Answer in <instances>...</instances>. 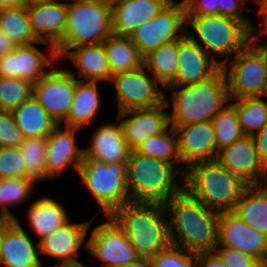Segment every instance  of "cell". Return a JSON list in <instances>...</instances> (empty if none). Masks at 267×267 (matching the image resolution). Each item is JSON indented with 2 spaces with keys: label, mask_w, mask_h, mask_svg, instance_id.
<instances>
[{
  "label": "cell",
  "mask_w": 267,
  "mask_h": 267,
  "mask_svg": "<svg viewBox=\"0 0 267 267\" xmlns=\"http://www.w3.org/2000/svg\"><path fill=\"white\" fill-rule=\"evenodd\" d=\"M36 196L27 208L25 207L24 209H27L24 216V220H26L25 225H23L21 217L16 218L15 221L28 234H33L34 236L32 235V237L36 241H39L66 224L73 215L67 208L68 204H63L60 199L58 200L49 194L47 196L46 194L41 195L42 197L40 195ZM24 226L27 227L25 228Z\"/></svg>",
  "instance_id": "20"
},
{
  "label": "cell",
  "mask_w": 267,
  "mask_h": 267,
  "mask_svg": "<svg viewBox=\"0 0 267 267\" xmlns=\"http://www.w3.org/2000/svg\"><path fill=\"white\" fill-rule=\"evenodd\" d=\"M255 6L256 14L254 16L257 15V18H253L256 19L254 22H258L256 23L258 27H254L253 41L263 46H267V40L265 41V38H267V0H256Z\"/></svg>",
  "instance_id": "45"
},
{
  "label": "cell",
  "mask_w": 267,
  "mask_h": 267,
  "mask_svg": "<svg viewBox=\"0 0 267 267\" xmlns=\"http://www.w3.org/2000/svg\"><path fill=\"white\" fill-rule=\"evenodd\" d=\"M108 86H112L115 91V113L134 108H151L164 102L165 88L144 65L133 71L113 75Z\"/></svg>",
  "instance_id": "12"
},
{
  "label": "cell",
  "mask_w": 267,
  "mask_h": 267,
  "mask_svg": "<svg viewBox=\"0 0 267 267\" xmlns=\"http://www.w3.org/2000/svg\"><path fill=\"white\" fill-rule=\"evenodd\" d=\"M22 177H26V168L19 148L0 147V179Z\"/></svg>",
  "instance_id": "41"
},
{
  "label": "cell",
  "mask_w": 267,
  "mask_h": 267,
  "mask_svg": "<svg viewBox=\"0 0 267 267\" xmlns=\"http://www.w3.org/2000/svg\"><path fill=\"white\" fill-rule=\"evenodd\" d=\"M222 69L230 99L267 96V46L252 40Z\"/></svg>",
  "instance_id": "9"
},
{
  "label": "cell",
  "mask_w": 267,
  "mask_h": 267,
  "mask_svg": "<svg viewBox=\"0 0 267 267\" xmlns=\"http://www.w3.org/2000/svg\"><path fill=\"white\" fill-rule=\"evenodd\" d=\"M171 0H119L111 4L113 34L127 36L154 18Z\"/></svg>",
  "instance_id": "27"
},
{
  "label": "cell",
  "mask_w": 267,
  "mask_h": 267,
  "mask_svg": "<svg viewBox=\"0 0 267 267\" xmlns=\"http://www.w3.org/2000/svg\"><path fill=\"white\" fill-rule=\"evenodd\" d=\"M236 109L241 130L252 136L267 123V96L231 99Z\"/></svg>",
  "instance_id": "37"
},
{
  "label": "cell",
  "mask_w": 267,
  "mask_h": 267,
  "mask_svg": "<svg viewBox=\"0 0 267 267\" xmlns=\"http://www.w3.org/2000/svg\"><path fill=\"white\" fill-rule=\"evenodd\" d=\"M165 208L171 245L195 254L215 251L219 212L206 207L185 189L171 198Z\"/></svg>",
  "instance_id": "1"
},
{
  "label": "cell",
  "mask_w": 267,
  "mask_h": 267,
  "mask_svg": "<svg viewBox=\"0 0 267 267\" xmlns=\"http://www.w3.org/2000/svg\"><path fill=\"white\" fill-rule=\"evenodd\" d=\"M25 6L24 0H0V8Z\"/></svg>",
  "instance_id": "51"
},
{
  "label": "cell",
  "mask_w": 267,
  "mask_h": 267,
  "mask_svg": "<svg viewBox=\"0 0 267 267\" xmlns=\"http://www.w3.org/2000/svg\"><path fill=\"white\" fill-rule=\"evenodd\" d=\"M16 44L0 29V57L4 54L13 51Z\"/></svg>",
  "instance_id": "49"
},
{
  "label": "cell",
  "mask_w": 267,
  "mask_h": 267,
  "mask_svg": "<svg viewBox=\"0 0 267 267\" xmlns=\"http://www.w3.org/2000/svg\"><path fill=\"white\" fill-rule=\"evenodd\" d=\"M47 137H28L23 140L19 150L25 162L26 178L38 183L53 180L46 171Z\"/></svg>",
  "instance_id": "36"
},
{
  "label": "cell",
  "mask_w": 267,
  "mask_h": 267,
  "mask_svg": "<svg viewBox=\"0 0 267 267\" xmlns=\"http://www.w3.org/2000/svg\"><path fill=\"white\" fill-rule=\"evenodd\" d=\"M78 2H110V0H74Z\"/></svg>",
  "instance_id": "54"
},
{
  "label": "cell",
  "mask_w": 267,
  "mask_h": 267,
  "mask_svg": "<svg viewBox=\"0 0 267 267\" xmlns=\"http://www.w3.org/2000/svg\"><path fill=\"white\" fill-rule=\"evenodd\" d=\"M240 250L267 267V235L250 227L235 212H220L218 246Z\"/></svg>",
  "instance_id": "17"
},
{
  "label": "cell",
  "mask_w": 267,
  "mask_h": 267,
  "mask_svg": "<svg viewBox=\"0 0 267 267\" xmlns=\"http://www.w3.org/2000/svg\"><path fill=\"white\" fill-rule=\"evenodd\" d=\"M217 160L248 185L267 184V167L260 160L250 135H243L220 150Z\"/></svg>",
  "instance_id": "18"
},
{
  "label": "cell",
  "mask_w": 267,
  "mask_h": 267,
  "mask_svg": "<svg viewBox=\"0 0 267 267\" xmlns=\"http://www.w3.org/2000/svg\"><path fill=\"white\" fill-rule=\"evenodd\" d=\"M186 35L221 67L253 40L243 22L222 15H186Z\"/></svg>",
  "instance_id": "6"
},
{
  "label": "cell",
  "mask_w": 267,
  "mask_h": 267,
  "mask_svg": "<svg viewBox=\"0 0 267 267\" xmlns=\"http://www.w3.org/2000/svg\"><path fill=\"white\" fill-rule=\"evenodd\" d=\"M100 84L108 85L103 82L76 79L74 100L68 116L61 124L82 130L92 127V124L94 126L96 118L98 119L99 113L103 111L102 103L105 95L100 90Z\"/></svg>",
  "instance_id": "28"
},
{
  "label": "cell",
  "mask_w": 267,
  "mask_h": 267,
  "mask_svg": "<svg viewBox=\"0 0 267 267\" xmlns=\"http://www.w3.org/2000/svg\"><path fill=\"white\" fill-rule=\"evenodd\" d=\"M186 35V10L183 0H171L154 18L136 28L129 38L144 58L163 44Z\"/></svg>",
  "instance_id": "11"
},
{
  "label": "cell",
  "mask_w": 267,
  "mask_h": 267,
  "mask_svg": "<svg viewBox=\"0 0 267 267\" xmlns=\"http://www.w3.org/2000/svg\"><path fill=\"white\" fill-rule=\"evenodd\" d=\"M98 125V126H97ZM94 129V130H93ZM89 140L84 147V155L101 159L105 163L127 162L131 149L125 139L121 122L116 119L106 123L96 124L89 132Z\"/></svg>",
  "instance_id": "23"
},
{
  "label": "cell",
  "mask_w": 267,
  "mask_h": 267,
  "mask_svg": "<svg viewBox=\"0 0 267 267\" xmlns=\"http://www.w3.org/2000/svg\"><path fill=\"white\" fill-rule=\"evenodd\" d=\"M67 14L64 36L55 47L59 60L75 46L100 44L113 35L110 2L67 0Z\"/></svg>",
  "instance_id": "8"
},
{
  "label": "cell",
  "mask_w": 267,
  "mask_h": 267,
  "mask_svg": "<svg viewBox=\"0 0 267 267\" xmlns=\"http://www.w3.org/2000/svg\"><path fill=\"white\" fill-rule=\"evenodd\" d=\"M63 58L67 62L64 65L71 63L75 67L74 71L66 68L76 79L110 83L112 75L103 43L75 46L59 60V63L64 61Z\"/></svg>",
  "instance_id": "26"
},
{
  "label": "cell",
  "mask_w": 267,
  "mask_h": 267,
  "mask_svg": "<svg viewBox=\"0 0 267 267\" xmlns=\"http://www.w3.org/2000/svg\"><path fill=\"white\" fill-rule=\"evenodd\" d=\"M172 127L178 135L179 153L186 168L198 161L217 160L219 151L212 121Z\"/></svg>",
  "instance_id": "22"
},
{
  "label": "cell",
  "mask_w": 267,
  "mask_h": 267,
  "mask_svg": "<svg viewBox=\"0 0 267 267\" xmlns=\"http://www.w3.org/2000/svg\"><path fill=\"white\" fill-rule=\"evenodd\" d=\"M260 160L267 167V123L252 135Z\"/></svg>",
  "instance_id": "47"
},
{
  "label": "cell",
  "mask_w": 267,
  "mask_h": 267,
  "mask_svg": "<svg viewBox=\"0 0 267 267\" xmlns=\"http://www.w3.org/2000/svg\"><path fill=\"white\" fill-rule=\"evenodd\" d=\"M219 0H183L186 15H219Z\"/></svg>",
  "instance_id": "46"
},
{
  "label": "cell",
  "mask_w": 267,
  "mask_h": 267,
  "mask_svg": "<svg viewBox=\"0 0 267 267\" xmlns=\"http://www.w3.org/2000/svg\"><path fill=\"white\" fill-rule=\"evenodd\" d=\"M109 216L123 230L139 257L151 259L171 245L164 204L128 202Z\"/></svg>",
  "instance_id": "3"
},
{
  "label": "cell",
  "mask_w": 267,
  "mask_h": 267,
  "mask_svg": "<svg viewBox=\"0 0 267 267\" xmlns=\"http://www.w3.org/2000/svg\"><path fill=\"white\" fill-rule=\"evenodd\" d=\"M248 186L218 160L190 164L183 178V189L219 213L233 211Z\"/></svg>",
  "instance_id": "4"
},
{
  "label": "cell",
  "mask_w": 267,
  "mask_h": 267,
  "mask_svg": "<svg viewBox=\"0 0 267 267\" xmlns=\"http://www.w3.org/2000/svg\"><path fill=\"white\" fill-rule=\"evenodd\" d=\"M233 212L250 227L267 235V184L249 185Z\"/></svg>",
  "instance_id": "30"
},
{
  "label": "cell",
  "mask_w": 267,
  "mask_h": 267,
  "mask_svg": "<svg viewBox=\"0 0 267 267\" xmlns=\"http://www.w3.org/2000/svg\"><path fill=\"white\" fill-rule=\"evenodd\" d=\"M228 267H266L260 260L228 247H216L214 251Z\"/></svg>",
  "instance_id": "44"
},
{
  "label": "cell",
  "mask_w": 267,
  "mask_h": 267,
  "mask_svg": "<svg viewBox=\"0 0 267 267\" xmlns=\"http://www.w3.org/2000/svg\"><path fill=\"white\" fill-rule=\"evenodd\" d=\"M0 267H45L38 241L15 220L8 221L2 229Z\"/></svg>",
  "instance_id": "21"
},
{
  "label": "cell",
  "mask_w": 267,
  "mask_h": 267,
  "mask_svg": "<svg viewBox=\"0 0 267 267\" xmlns=\"http://www.w3.org/2000/svg\"><path fill=\"white\" fill-rule=\"evenodd\" d=\"M170 92V96L167 94ZM164 101L171 126H185L212 119L230 104L228 84L220 67L210 78L190 86H167Z\"/></svg>",
  "instance_id": "2"
},
{
  "label": "cell",
  "mask_w": 267,
  "mask_h": 267,
  "mask_svg": "<svg viewBox=\"0 0 267 267\" xmlns=\"http://www.w3.org/2000/svg\"><path fill=\"white\" fill-rule=\"evenodd\" d=\"M119 267H152L151 259L139 257L135 261Z\"/></svg>",
  "instance_id": "50"
},
{
  "label": "cell",
  "mask_w": 267,
  "mask_h": 267,
  "mask_svg": "<svg viewBox=\"0 0 267 267\" xmlns=\"http://www.w3.org/2000/svg\"><path fill=\"white\" fill-rule=\"evenodd\" d=\"M152 267H197V254L174 245L151 258Z\"/></svg>",
  "instance_id": "40"
},
{
  "label": "cell",
  "mask_w": 267,
  "mask_h": 267,
  "mask_svg": "<svg viewBox=\"0 0 267 267\" xmlns=\"http://www.w3.org/2000/svg\"><path fill=\"white\" fill-rule=\"evenodd\" d=\"M247 1L249 0H219V15L239 20L253 32L255 23L252 22L249 17L250 15H246L243 10H247L246 12L255 14L256 9H253V7L250 8V6L247 7ZM255 1L256 0H251L249 2H253L251 5H255Z\"/></svg>",
  "instance_id": "42"
},
{
  "label": "cell",
  "mask_w": 267,
  "mask_h": 267,
  "mask_svg": "<svg viewBox=\"0 0 267 267\" xmlns=\"http://www.w3.org/2000/svg\"><path fill=\"white\" fill-rule=\"evenodd\" d=\"M8 221L9 220L4 215L0 214V235H2V229L8 223Z\"/></svg>",
  "instance_id": "53"
},
{
  "label": "cell",
  "mask_w": 267,
  "mask_h": 267,
  "mask_svg": "<svg viewBox=\"0 0 267 267\" xmlns=\"http://www.w3.org/2000/svg\"><path fill=\"white\" fill-rule=\"evenodd\" d=\"M97 216L95 214L91 218L86 247V252L93 258L94 263L97 259L98 263L101 262L98 267H119L139 258L123 230L110 216H102L103 222L92 227ZM91 266L92 264H89L87 267Z\"/></svg>",
  "instance_id": "10"
},
{
  "label": "cell",
  "mask_w": 267,
  "mask_h": 267,
  "mask_svg": "<svg viewBox=\"0 0 267 267\" xmlns=\"http://www.w3.org/2000/svg\"><path fill=\"white\" fill-rule=\"evenodd\" d=\"M0 29L16 46L38 42L31 29L27 6L0 8Z\"/></svg>",
  "instance_id": "35"
},
{
  "label": "cell",
  "mask_w": 267,
  "mask_h": 267,
  "mask_svg": "<svg viewBox=\"0 0 267 267\" xmlns=\"http://www.w3.org/2000/svg\"><path fill=\"white\" fill-rule=\"evenodd\" d=\"M183 178L172 163L131 151L126 170L130 202L165 205L183 189Z\"/></svg>",
  "instance_id": "5"
},
{
  "label": "cell",
  "mask_w": 267,
  "mask_h": 267,
  "mask_svg": "<svg viewBox=\"0 0 267 267\" xmlns=\"http://www.w3.org/2000/svg\"><path fill=\"white\" fill-rule=\"evenodd\" d=\"M33 84L21 78L0 77V110L12 112L33 95Z\"/></svg>",
  "instance_id": "39"
},
{
  "label": "cell",
  "mask_w": 267,
  "mask_h": 267,
  "mask_svg": "<svg viewBox=\"0 0 267 267\" xmlns=\"http://www.w3.org/2000/svg\"><path fill=\"white\" fill-rule=\"evenodd\" d=\"M56 63L41 79L33 84L34 98L47 113L61 124L68 116L76 92V78L69 70Z\"/></svg>",
  "instance_id": "15"
},
{
  "label": "cell",
  "mask_w": 267,
  "mask_h": 267,
  "mask_svg": "<svg viewBox=\"0 0 267 267\" xmlns=\"http://www.w3.org/2000/svg\"><path fill=\"white\" fill-rule=\"evenodd\" d=\"M134 151L172 163L183 175L185 173L186 167L182 164L179 153L178 135L172 126L163 133L146 139Z\"/></svg>",
  "instance_id": "34"
},
{
  "label": "cell",
  "mask_w": 267,
  "mask_h": 267,
  "mask_svg": "<svg viewBox=\"0 0 267 267\" xmlns=\"http://www.w3.org/2000/svg\"><path fill=\"white\" fill-rule=\"evenodd\" d=\"M55 0H24L25 6H29L32 4H37V3H46V2H51Z\"/></svg>",
  "instance_id": "52"
},
{
  "label": "cell",
  "mask_w": 267,
  "mask_h": 267,
  "mask_svg": "<svg viewBox=\"0 0 267 267\" xmlns=\"http://www.w3.org/2000/svg\"><path fill=\"white\" fill-rule=\"evenodd\" d=\"M127 162L105 163L101 159L84 155L78 169L80 186L85 187L98 204V213L109 216L116 208L130 202L126 183Z\"/></svg>",
  "instance_id": "7"
},
{
  "label": "cell",
  "mask_w": 267,
  "mask_h": 267,
  "mask_svg": "<svg viewBox=\"0 0 267 267\" xmlns=\"http://www.w3.org/2000/svg\"><path fill=\"white\" fill-rule=\"evenodd\" d=\"M0 257H1V235H0Z\"/></svg>",
  "instance_id": "56"
},
{
  "label": "cell",
  "mask_w": 267,
  "mask_h": 267,
  "mask_svg": "<svg viewBox=\"0 0 267 267\" xmlns=\"http://www.w3.org/2000/svg\"><path fill=\"white\" fill-rule=\"evenodd\" d=\"M197 267H228L215 252L197 254Z\"/></svg>",
  "instance_id": "48"
},
{
  "label": "cell",
  "mask_w": 267,
  "mask_h": 267,
  "mask_svg": "<svg viewBox=\"0 0 267 267\" xmlns=\"http://www.w3.org/2000/svg\"><path fill=\"white\" fill-rule=\"evenodd\" d=\"M116 1H119V0H110V3L112 4L113 2H116Z\"/></svg>",
  "instance_id": "57"
},
{
  "label": "cell",
  "mask_w": 267,
  "mask_h": 267,
  "mask_svg": "<svg viewBox=\"0 0 267 267\" xmlns=\"http://www.w3.org/2000/svg\"><path fill=\"white\" fill-rule=\"evenodd\" d=\"M41 46L49 49L48 53ZM58 61L55 48L49 43L38 41L31 45L17 46L0 57V77L21 78L34 84Z\"/></svg>",
  "instance_id": "14"
},
{
  "label": "cell",
  "mask_w": 267,
  "mask_h": 267,
  "mask_svg": "<svg viewBox=\"0 0 267 267\" xmlns=\"http://www.w3.org/2000/svg\"><path fill=\"white\" fill-rule=\"evenodd\" d=\"M36 186L38 185L26 177L0 179V214L9 221L20 217L11 209L23 206L22 204L27 206L26 202L29 205L33 201V195L36 196L39 191Z\"/></svg>",
  "instance_id": "32"
},
{
  "label": "cell",
  "mask_w": 267,
  "mask_h": 267,
  "mask_svg": "<svg viewBox=\"0 0 267 267\" xmlns=\"http://www.w3.org/2000/svg\"><path fill=\"white\" fill-rule=\"evenodd\" d=\"M103 44L112 76L143 66V57L129 37L113 34Z\"/></svg>",
  "instance_id": "31"
},
{
  "label": "cell",
  "mask_w": 267,
  "mask_h": 267,
  "mask_svg": "<svg viewBox=\"0 0 267 267\" xmlns=\"http://www.w3.org/2000/svg\"><path fill=\"white\" fill-rule=\"evenodd\" d=\"M24 139L12 112L0 110V147L19 148Z\"/></svg>",
  "instance_id": "43"
},
{
  "label": "cell",
  "mask_w": 267,
  "mask_h": 267,
  "mask_svg": "<svg viewBox=\"0 0 267 267\" xmlns=\"http://www.w3.org/2000/svg\"><path fill=\"white\" fill-rule=\"evenodd\" d=\"M73 219L38 241L40 257L44 266H47L48 263L45 261L46 259H50L52 262L50 266L86 264L80 261V257L83 250L87 249V234L91 218L82 222Z\"/></svg>",
  "instance_id": "13"
},
{
  "label": "cell",
  "mask_w": 267,
  "mask_h": 267,
  "mask_svg": "<svg viewBox=\"0 0 267 267\" xmlns=\"http://www.w3.org/2000/svg\"><path fill=\"white\" fill-rule=\"evenodd\" d=\"M88 264H82V265H74V266H50L47 264L45 267H87Z\"/></svg>",
  "instance_id": "55"
},
{
  "label": "cell",
  "mask_w": 267,
  "mask_h": 267,
  "mask_svg": "<svg viewBox=\"0 0 267 267\" xmlns=\"http://www.w3.org/2000/svg\"><path fill=\"white\" fill-rule=\"evenodd\" d=\"M81 131L80 128L57 124L47 137L46 171L52 180L61 179L70 168L77 175L84 157V146H79L77 138Z\"/></svg>",
  "instance_id": "16"
},
{
  "label": "cell",
  "mask_w": 267,
  "mask_h": 267,
  "mask_svg": "<svg viewBox=\"0 0 267 267\" xmlns=\"http://www.w3.org/2000/svg\"><path fill=\"white\" fill-rule=\"evenodd\" d=\"M12 115L25 138L48 137L58 124L34 96L14 109Z\"/></svg>",
  "instance_id": "29"
},
{
  "label": "cell",
  "mask_w": 267,
  "mask_h": 267,
  "mask_svg": "<svg viewBox=\"0 0 267 267\" xmlns=\"http://www.w3.org/2000/svg\"><path fill=\"white\" fill-rule=\"evenodd\" d=\"M32 32L38 41L54 48L61 42L67 24V0H55L27 6Z\"/></svg>",
  "instance_id": "25"
},
{
  "label": "cell",
  "mask_w": 267,
  "mask_h": 267,
  "mask_svg": "<svg viewBox=\"0 0 267 267\" xmlns=\"http://www.w3.org/2000/svg\"><path fill=\"white\" fill-rule=\"evenodd\" d=\"M114 114L122 124L125 139L131 150L171 126L165 101L151 108H134Z\"/></svg>",
  "instance_id": "19"
},
{
  "label": "cell",
  "mask_w": 267,
  "mask_h": 267,
  "mask_svg": "<svg viewBox=\"0 0 267 267\" xmlns=\"http://www.w3.org/2000/svg\"><path fill=\"white\" fill-rule=\"evenodd\" d=\"M221 66L187 35L178 39V72L170 86H190L210 78Z\"/></svg>",
  "instance_id": "24"
},
{
  "label": "cell",
  "mask_w": 267,
  "mask_h": 267,
  "mask_svg": "<svg viewBox=\"0 0 267 267\" xmlns=\"http://www.w3.org/2000/svg\"><path fill=\"white\" fill-rule=\"evenodd\" d=\"M143 65L164 88L170 86L177 78L178 39L151 51L143 58Z\"/></svg>",
  "instance_id": "33"
},
{
  "label": "cell",
  "mask_w": 267,
  "mask_h": 267,
  "mask_svg": "<svg viewBox=\"0 0 267 267\" xmlns=\"http://www.w3.org/2000/svg\"><path fill=\"white\" fill-rule=\"evenodd\" d=\"M217 150L220 151L244 134L238 120L235 107L230 103L213 119Z\"/></svg>",
  "instance_id": "38"
}]
</instances>
